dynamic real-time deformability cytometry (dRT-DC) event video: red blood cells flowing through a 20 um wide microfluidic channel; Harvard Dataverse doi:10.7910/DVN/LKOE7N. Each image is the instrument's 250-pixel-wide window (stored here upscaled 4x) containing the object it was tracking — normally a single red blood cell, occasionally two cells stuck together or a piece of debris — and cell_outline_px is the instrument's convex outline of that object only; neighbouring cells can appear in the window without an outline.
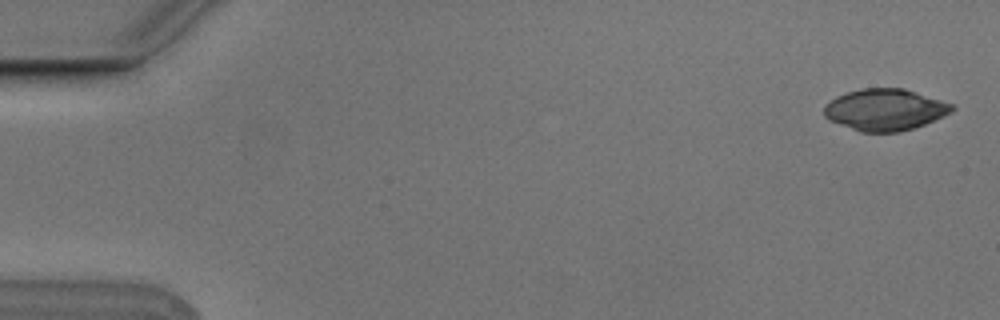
{"species": "Egyptian fruit bat (a non-hibernating species)", "species_latin": "Rousettus aegyptiacus", "temperature_condition": "cold", "stored_images_in_passage": 5, "camera_frame_rate_fps": 3000, "um_per_image_px": 0.085, "animal": {"sex": "male"}, "frame": {"image": 1, "passage_image": 1, "time_ms": 0.0, "image_size_px": [1000, 320], "cell_outline_px": [[956, 108], [952, 112], [944, 116], [924, 124], [900, 132], [860, 132], [828, 120], [824, 116], [824, 108], [836, 96], [860, 88], [904, 88], [956, 104]], "centroid_in_image_um": [75.27, 9.32], "position_along_channel_um": 9.7, "area_um2": 31.15}}
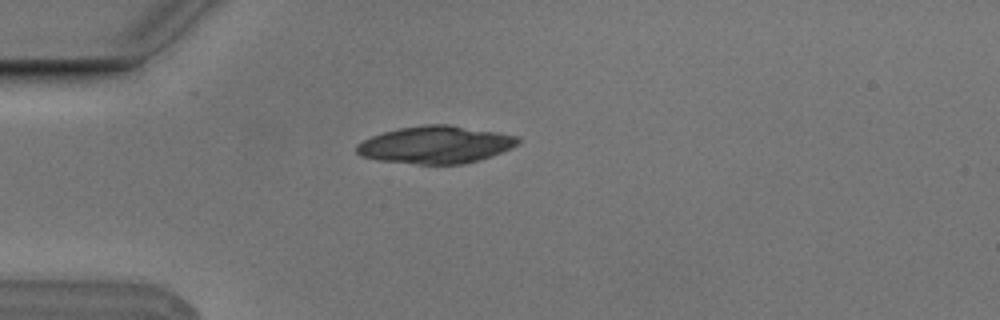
{"frame": {"image": 2, "passage_image": 4, "time_ms": 1.0, "image_size_px": [1000, 320], "cell_outline_px": [[520, 144], [480, 160], [464, 164], [416, 164], [380, 160], [360, 156], [356, 152], [356, 144], [372, 136], [384, 132], [400, 128], [424, 124], [448, 124], [496, 132], [516, 136], [520, 140]], "centroid_in_image_um": [37.02, 12.3], "position_along_channel_um": 48.0, "area_um2": 35.03}}